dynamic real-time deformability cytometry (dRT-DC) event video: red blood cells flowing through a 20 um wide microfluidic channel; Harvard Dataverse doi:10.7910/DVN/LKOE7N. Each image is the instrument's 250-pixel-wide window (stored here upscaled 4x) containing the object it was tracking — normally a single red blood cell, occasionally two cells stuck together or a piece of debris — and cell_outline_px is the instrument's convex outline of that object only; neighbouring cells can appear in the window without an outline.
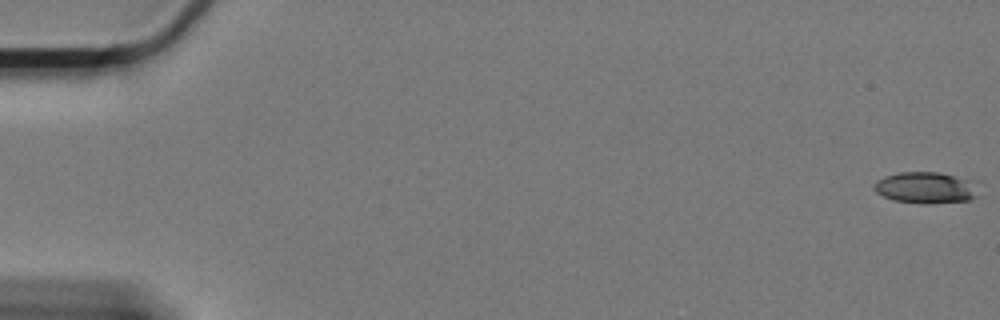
{"species": "Egyptian fruit bat (a non-hibernating species)", "species_latin": "Rousettus aegyptiacus", "temperature_condition": "cold", "stored_images_in_passage": 62, "camera_frame_rate_fps": 3000, "um_per_image_px": 0.085, "animal": {"sex": "female"}, "frame": {"image": 1, "passage_image": 1, "time_ms": 0.0, "image_size_px": [1000, 320], "cell_outline_px": [[984, 180], [976, 196], [968, 200], [896, 200], [884, 196], [876, 192], [872, 188], [876, 180], [884, 176], [900, 172], [940, 172]], "centroid_in_image_um": [78.83, 15.85], "position_along_channel_um": 6.2, "area_um2": 18.84}}
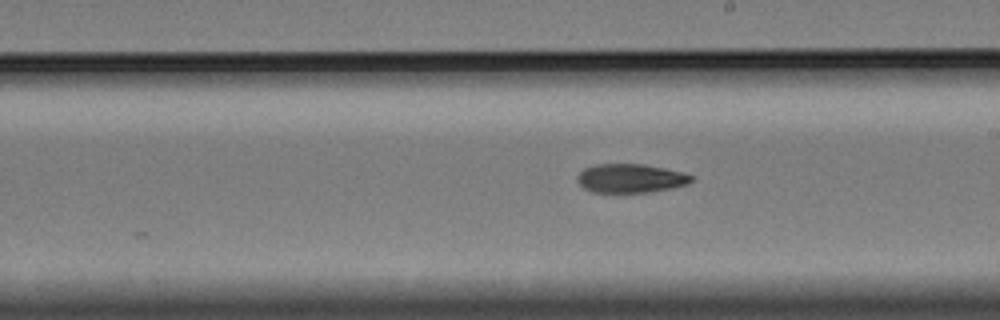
{"frame": {"image": 2, "passage_image": 36, "time_ms": 11.667, "image_size_px": [1000, 320], "cell_outline_px": [[692, 180], [688, 184], [672, 188], [648, 192], [592, 192], [584, 188], [576, 180], [576, 176], [584, 168], [596, 164], [644, 164], [684, 172], [692, 176]], "centroid_in_image_um": [53.58, 15.15], "position_along_channel_um": 235.4, "area_um2": 19.19}}
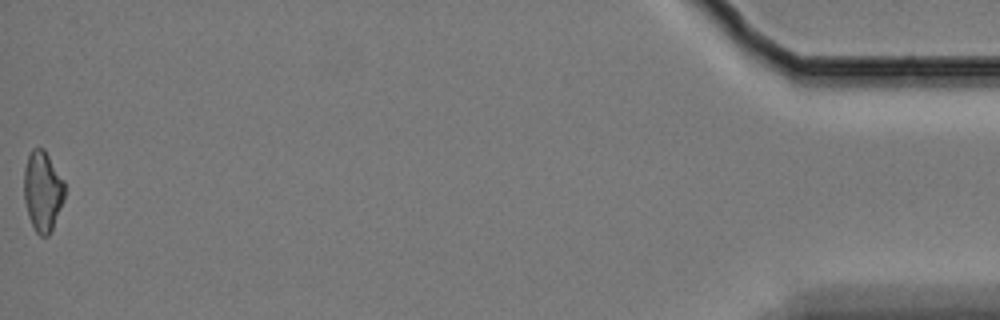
{"frame": {"image": 3, "passage_image": 62, "time_ms": 20.333, "image_size_px": [1000, 320], "cell_outline_px": [[64, 200], [52, 228], [48, 236], [40, 236], [36, 232], [28, 216], [24, 200], [24, 168], [28, 156], [32, 148], [44, 148], [64, 180]], "centroid_in_image_um": [3.62, 16.23], "position_along_channel_um": 431.6, "area_um2": 19.02}, "authors_computed_cell_mechanics": {"area_um2": 19.363, "velocity_mm_per_s": 3.3037, "shape_relaxation_time_tau1_ms": 7.8334, "shape_relaxation_time_tau2_ms": 10.3358, "deformation_change_tau1": 0.1852, "deformation_change_tau2": 0.2017}}